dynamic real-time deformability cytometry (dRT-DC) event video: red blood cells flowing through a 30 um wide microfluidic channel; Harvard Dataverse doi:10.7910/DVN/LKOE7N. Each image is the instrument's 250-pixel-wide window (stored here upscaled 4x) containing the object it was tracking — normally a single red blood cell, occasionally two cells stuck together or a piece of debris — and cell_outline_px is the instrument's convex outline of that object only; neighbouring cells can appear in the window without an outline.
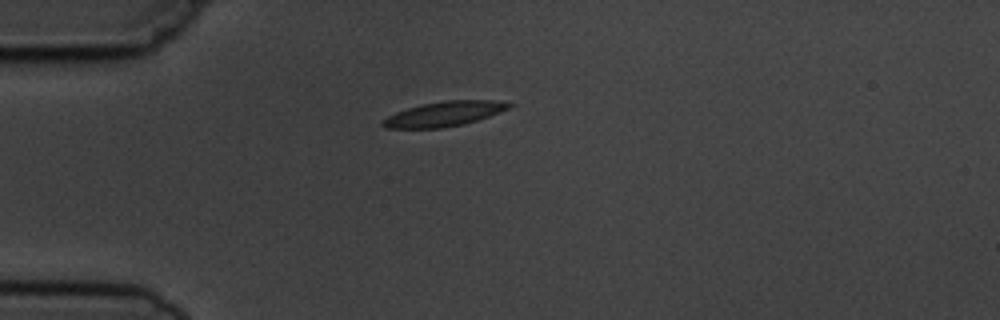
{"species": "common noctule bat (a hibernating species)", "species_latin": "Nyctalus noctula", "temperature_condition": "cold", "stored_images_in_passage": 5, "camera_frame_rate_fps": 3000, "um_per_image_px": 0.085, "animal": {"sex": "male", "body_mass_g": 19.5, "forearm_length_mm": 54.6}, "frame": {"image": 1, "passage_image": 1, "time_ms": 0.0, "image_size_px": [1000, 320], "cell_outline_px": [[516, 104], [500, 112], [464, 124], [444, 128], [384, 128], [380, 124], [380, 120], [396, 112], [420, 104], [444, 100], [500, 100]], "centroid_in_image_um": [37.74, 9.67], "position_along_channel_um": 47.3, "area_um2": 18.44}}
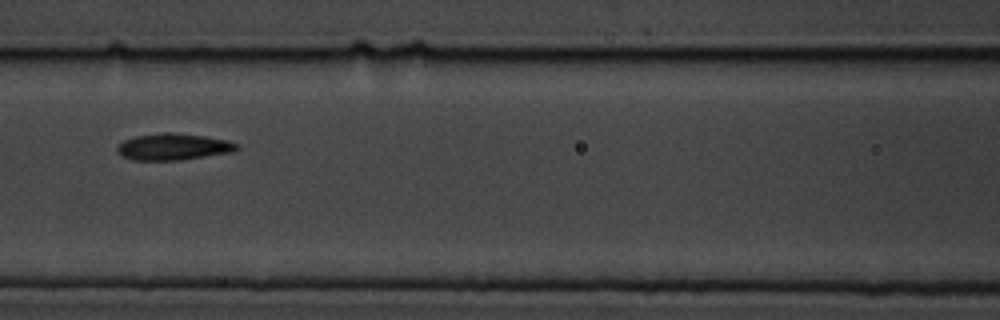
{"frame": {"image": 2, "passage_image": 4, "time_ms": 3.333, "image_size_px": [1000, 320], "cell_outline_px": [[240, 148], [236, 152], [180, 160], [132, 160], [116, 152], [116, 148], [124, 140], [136, 136], [164, 132], [172, 132], [204, 136], [228, 140], [240, 144]], "centroid_in_image_um": [14.8, 12.48], "position_along_channel_um": 151.8, "area_um2": 18.73}}
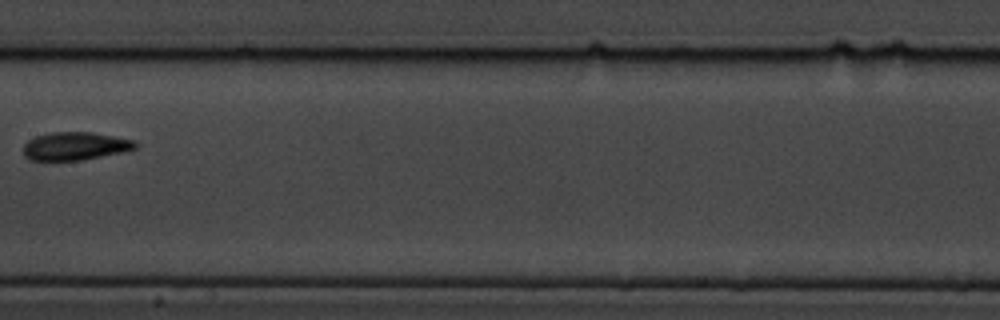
{"frame": {"image": 3, "passage_image": 5, "time_ms": 4.667, "image_size_px": [1000, 320], "cell_outline_px": [[140, 144], [136, 148], [124, 152], [84, 160], [28, 160], [24, 156], [24, 144], [28, 140], [36, 136], [52, 132], [92, 132], [136, 140]], "centroid_in_image_um": [6.43, 12.42], "position_along_channel_um": 201.0, "area_um2": 18.55}}